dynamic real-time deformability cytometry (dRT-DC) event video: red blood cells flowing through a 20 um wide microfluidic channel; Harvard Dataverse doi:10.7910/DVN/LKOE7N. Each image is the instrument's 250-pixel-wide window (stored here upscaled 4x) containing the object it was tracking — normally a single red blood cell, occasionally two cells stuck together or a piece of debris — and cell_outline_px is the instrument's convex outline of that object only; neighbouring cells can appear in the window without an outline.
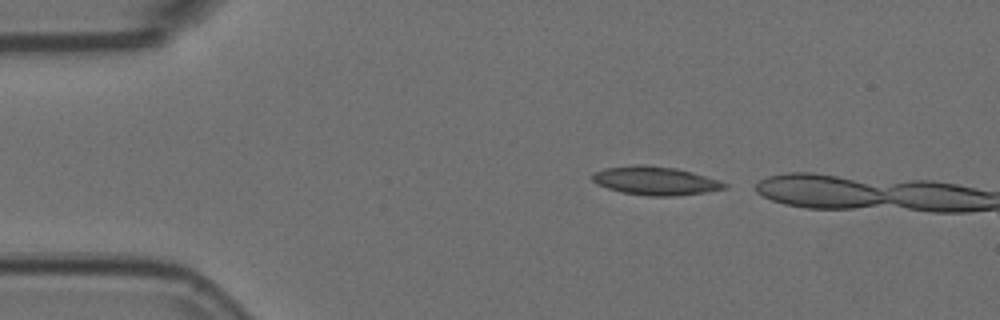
{"species": "Egyptian fruit bat (a non-hibernating species)", "species_latin": "Rousettus aegyptiacus", "temperature_condition": "room temperature", "stored_images_in_passage": 6, "camera_frame_rate_fps": 3000, "um_per_image_px": 0.085, "animal": {"sex": "female"}, "frame": {"image": 1, "passage_image": 2, "time_ms": 0.333, "image_size_px": [1000, 320], "cell_outline_px": [[728, 188], [704, 192], [676, 196], [648, 196], [620, 192], [596, 184], [592, 180], [592, 176], [596, 172], [604, 168], [636, 164], [644, 164], [676, 168], [692, 172], [728, 184]], "centroid_in_image_um": [55.67, 15.36], "position_along_channel_um": 29.3, "area_um2": 21.91}}